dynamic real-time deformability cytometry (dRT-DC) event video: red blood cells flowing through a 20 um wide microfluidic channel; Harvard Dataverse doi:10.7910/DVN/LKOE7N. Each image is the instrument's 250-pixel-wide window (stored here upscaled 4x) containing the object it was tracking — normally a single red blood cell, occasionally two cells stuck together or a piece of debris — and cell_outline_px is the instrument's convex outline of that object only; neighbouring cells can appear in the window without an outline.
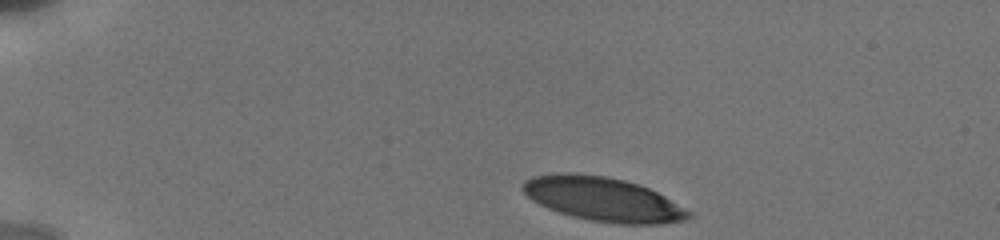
{"species": "human", "species_latin": "Homo sapiens", "temperature_condition": "cold", "stored_images_in_passage": 19, "camera_frame_rate_fps": 3000, "um_per_image_px": 0.085, "donor": {"sex": "male"}, "frame": {"image": 1, "passage_image": 1, "time_ms": 0.0, "image_size_px": [1000, 240], "cell_outline_px": [[692, 216], [688, 220], [660, 224], [620, 224], [592, 220], [572, 216], [548, 208], [532, 200], [524, 192], [524, 180], [532, 176], [560, 172], [572, 172], [608, 176], [640, 184], [664, 196], [692, 212]], "centroid_in_image_um": [51.28, 16.92], "position_along_channel_um": 33.7, "area_um2": 42.54}}
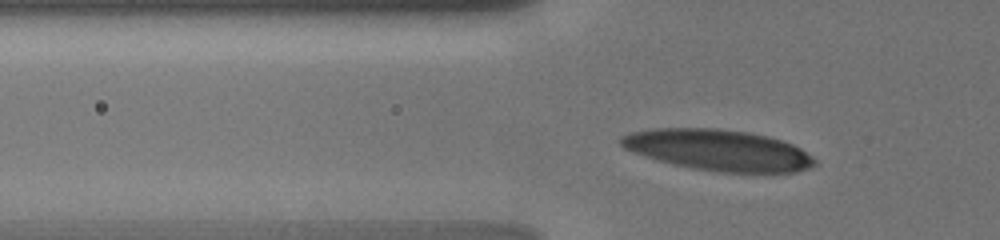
{"frame": {"image": 2, "passage_image": 13, "time_ms": 2.667, "image_size_px": [1000, 240], "cell_outline_px": [[816, 164], [808, 168], [796, 172], [720, 172], [692, 168], [644, 156], [632, 152], [624, 148], [620, 144], [620, 136], [632, 132], [656, 128], [716, 128], [748, 132], [768, 136], [792, 144], [800, 148], [812, 156], [816, 160]], "centroid_in_image_um": [61.05, 12.75], "position_along_channel_um": 64.7, "area_um2": 46.07}}
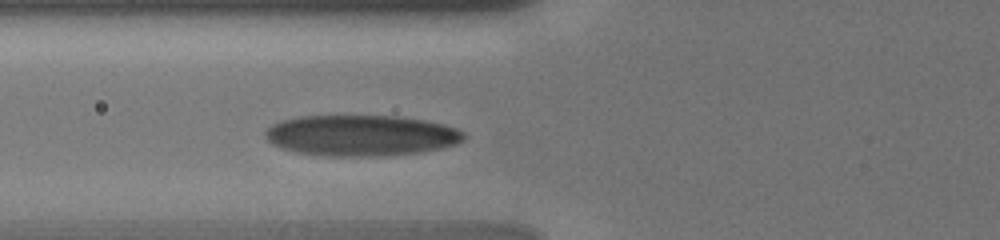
{"frame": {"image": 3, "passage_image": 18, "time_ms": 3.667, "image_size_px": [1000, 240], "cell_outline_px": [[464, 140], [456, 144], [444, 148], [416, 152], [376, 156], [328, 156], [300, 152], [280, 148], [272, 144], [264, 136], [264, 128], [280, 120], [300, 116], [396, 116], [424, 120], [444, 124], [456, 128], [464, 132]], "centroid_in_image_um": [30.66, 11.5], "position_along_channel_um": 95.1, "area_um2": 47.4}}